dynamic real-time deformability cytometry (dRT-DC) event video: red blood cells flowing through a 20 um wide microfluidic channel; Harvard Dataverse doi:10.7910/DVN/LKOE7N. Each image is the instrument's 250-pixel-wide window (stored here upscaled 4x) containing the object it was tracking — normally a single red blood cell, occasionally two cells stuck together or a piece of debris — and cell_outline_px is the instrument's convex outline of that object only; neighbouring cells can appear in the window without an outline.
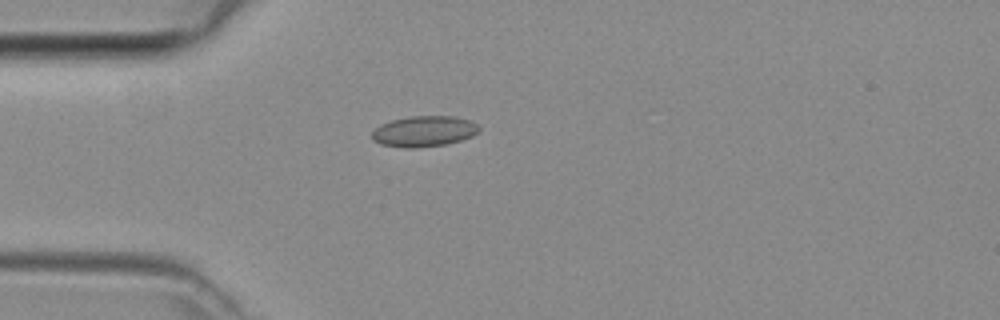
{"species": "common noctule bat (a hibernating species)", "species_latin": "Nyctalus noctula", "temperature_condition": "room temperature", "stored_images_in_passage": 35, "camera_frame_rate_fps": 3000, "um_per_image_px": 0.085, "animal": {"sex": "female", "body_mass_g": 29.2, "forearm_length_mm": 56.3}, "frame": {"image": 1, "passage_image": 1, "time_ms": 0.0, "image_size_px": [1000, 320], "cell_outline_px": [[480, 132], [472, 136], [460, 140], [444, 144], [416, 148], [404, 148], [380, 144], [372, 140], [372, 132], [380, 124], [392, 120], [412, 116], [456, 116], [472, 120], [480, 128]], "centroid_in_image_um": [36.05, 11.16], "position_along_channel_um": 48.9, "area_um2": 19.31}}
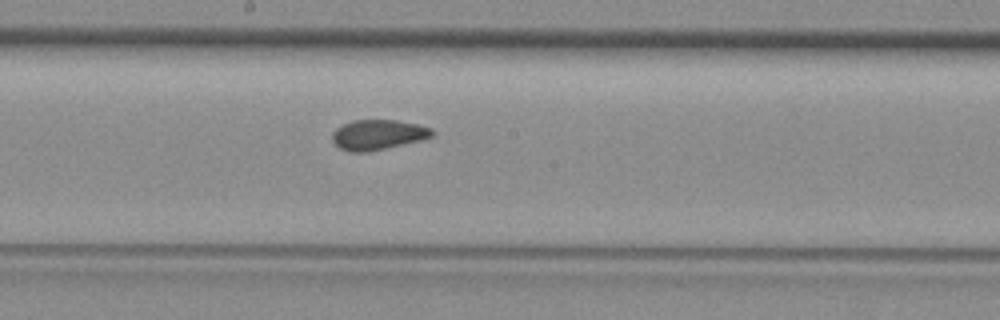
{"frame": {"image": 2, "passage_image": 13, "time_ms": 4.0, "image_size_px": [1000, 320], "cell_outline_px": [[432, 136], [420, 140], [368, 152], [348, 152], [340, 148], [332, 140], [332, 132], [336, 128], [352, 120], [396, 120], [416, 124], [432, 128]], "centroid_in_image_um": [32.08, 11.45], "position_along_channel_um": 216.1, "area_um2": 17.34}}
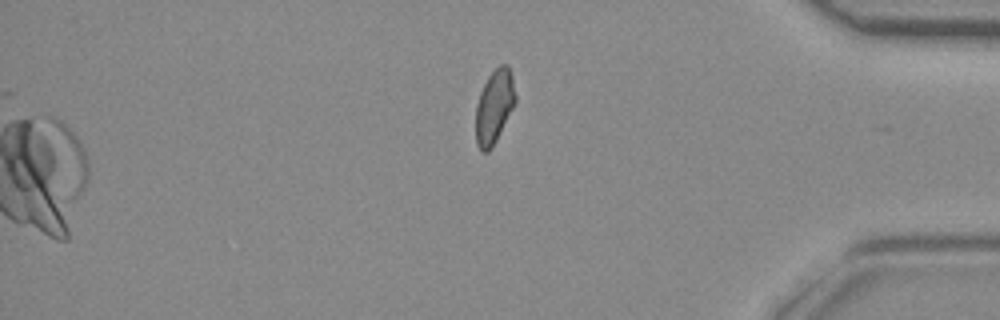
{"frame": {"image": 3, "passage_image": 27, "time_ms": 8.667, "image_size_px": [1000, 320], "cell_outline_px": [[516, 100], [492, 148], [488, 152], [484, 152], [476, 144], [476, 104], [480, 92], [488, 76], [500, 64], [508, 64], [512, 76], [516, 96]], "centroid_in_image_um": [42.0, 9.04], "position_along_channel_um": 393.2, "area_um2": 16.82}}